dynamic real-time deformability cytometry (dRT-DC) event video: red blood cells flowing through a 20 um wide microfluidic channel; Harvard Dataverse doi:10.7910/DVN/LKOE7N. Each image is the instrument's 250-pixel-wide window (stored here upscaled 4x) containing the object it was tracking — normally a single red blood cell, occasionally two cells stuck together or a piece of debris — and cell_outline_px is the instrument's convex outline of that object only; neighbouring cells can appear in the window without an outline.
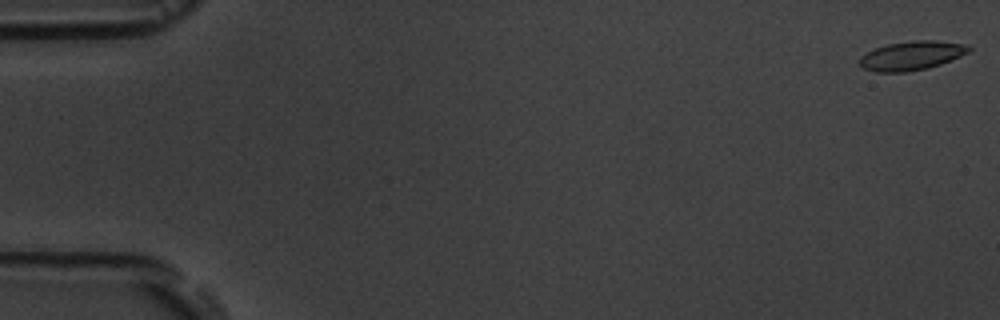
{"species": "common noctule bat (a hibernating species)", "species_latin": "Nyctalus noctula", "temperature_condition": "room temperature", "stored_images_in_passage": 6, "camera_frame_rate_fps": 3000, "um_per_image_px": 0.085, "animal": {"sex": "male", "body_mass_g": 19.5, "forearm_length_mm": 54.6}, "frame": {"image": 1, "passage_image": 1, "time_ms": 0.0, "image_size_px": [1000, 320], "cell_outline_px": [[972, 48], [968, 52], [960, 56], [940, 64], [928, 68], [904, 72], [876, 72], [864, 68], [860, 64], [860, 56], [876, 48], [888, 44], [912, 40], [936, 40], [968, 44]], "centroid_in_image_um": [77.52, 4.72], "position_along_channel_um": 7.5, "area_um2": 18.38}}
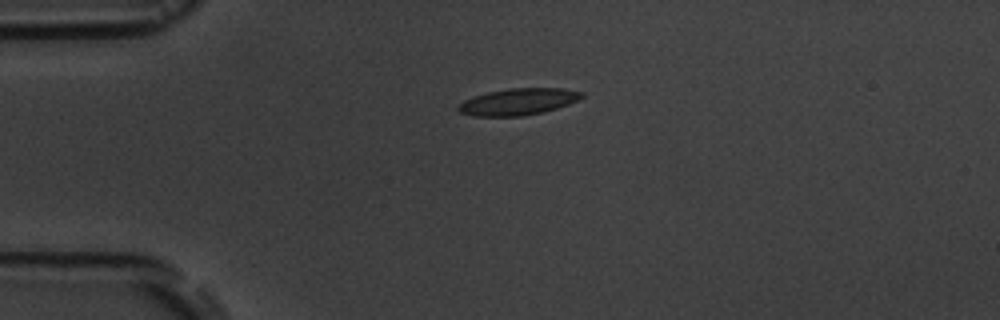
{"frame": {"image": 2, "passage_image": 4, "time_ms": 4.333, "image_size_px": [1000, 320], "cell_outline_px": [[584, 96], [568, 104], [544, 112], [520, 116], [472, 116], [460, 112], [456, 108], [464, 100], [472, 96], [488, 92], [508, 88], [564, 88], [584, 92]], "centroid_in_image_um": [44.03, 8.64], "position_along_channel_um": 41.0, "area_um2": 19.19}}
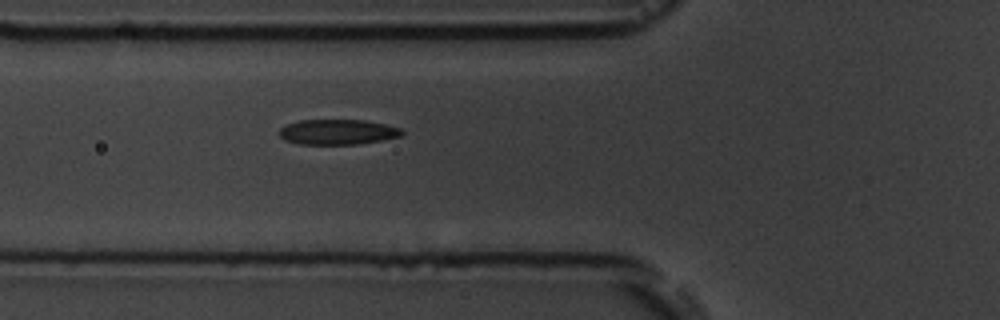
{"frame": {"image": 3, "passage_image": 6, "time_ms": 6.667, "image_size_px": [1000, 320], "cell_outline_px": [[404, 132], [400, 136], [380, 140], [356, 144], [300, 144], [284, 140], [280, 136], [280, 128], [288, 124], [300, 120], [364, 120], [384, 124], [400, 128]], "centroid_in_image_um": [28.68, 11.21], "position_along_channel_um": 97.1, "area_um2": 17.8}}